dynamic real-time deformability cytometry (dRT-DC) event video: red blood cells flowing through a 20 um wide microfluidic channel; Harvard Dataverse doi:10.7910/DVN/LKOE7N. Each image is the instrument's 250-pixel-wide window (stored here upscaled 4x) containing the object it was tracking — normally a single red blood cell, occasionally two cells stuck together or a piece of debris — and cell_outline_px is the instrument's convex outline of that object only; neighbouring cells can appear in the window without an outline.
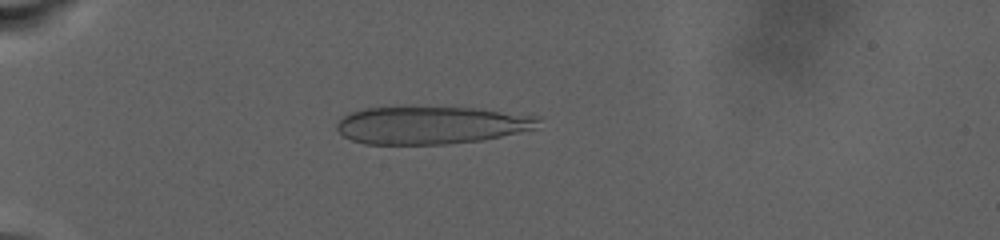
{"species": "human", "species_latin": "Homo sapiens", "temperature_condition": "warm", "stored_images_in_passage": 90, "camera_frame_rate_fps": 3000, "um_per_image_px": 0.085, "donor": {"sex": "male"}, "frame": {"image": 1, "passage_image": 27, "time_ms": 8.667, "image_size_px": [1000, 240], "cell_outline_px": [[540, 120], [536, 128], [500, 136], [480, 140], [444, 144], [364, 144], [352, 140], [344, 136], [336, 128], [336, 124], [344, 116], [352, 112], [364, 108], [480, 108], [540, 116]], "centroid_in_image_um": [36.67, 10.64], "position_along_channel_um": 48.3, "area_um2": 43.81}}
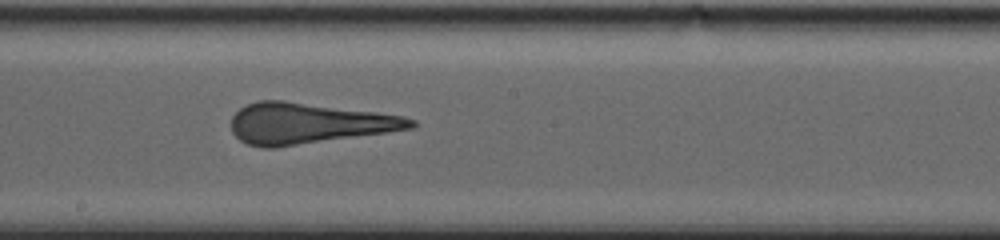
{"frame": {"image": 2, "passage_image": 54, "time_ms": 17.667, "image_size_px": [1000, 240], "cell_outline_px": [[416, 128], [276, 148], [264, 148], [248, 144], [240, 140], [232, 132], [232, 116], [240, 108], [248, 104], [260, 100], [284, 100], [376, 112], [404, 116], [416, 120]], "centroid_in_image_um": [26.23, 10.49], "position_along_channel_um": 222.0, "area_um2": 42.83}}
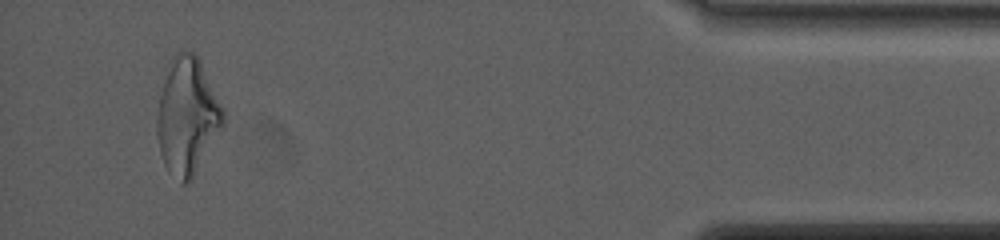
{"frame": {"image": 3, "passage_image": 86, "time_ms": 28.333, "image_size_px": [1000, 240], "cell_outline_px": [[224, 124], [188, 184], [180, 184], [168, 172], [164, 164], [160, 152], [156, 132], [156, 116], [160, 96], [172, 56], [176, 52], [192, 52], [200, 60], [224, 108]], "centroid_in_image_um": [15.91, 9.91], "position_along_channel_um": 419.3, "area_um2": 44.62}, "authors_computed_cell_mechanics": {"area_um2": 44.4482, "velocity_mm_per_s": 2.3604, "shape_relaxation_time_tau1_ms": null, "shape_relaxation_time_tau2_ms": 1.7106, "deformation_change_tau1": null, "deformation_change_tau2": 0.0938}}